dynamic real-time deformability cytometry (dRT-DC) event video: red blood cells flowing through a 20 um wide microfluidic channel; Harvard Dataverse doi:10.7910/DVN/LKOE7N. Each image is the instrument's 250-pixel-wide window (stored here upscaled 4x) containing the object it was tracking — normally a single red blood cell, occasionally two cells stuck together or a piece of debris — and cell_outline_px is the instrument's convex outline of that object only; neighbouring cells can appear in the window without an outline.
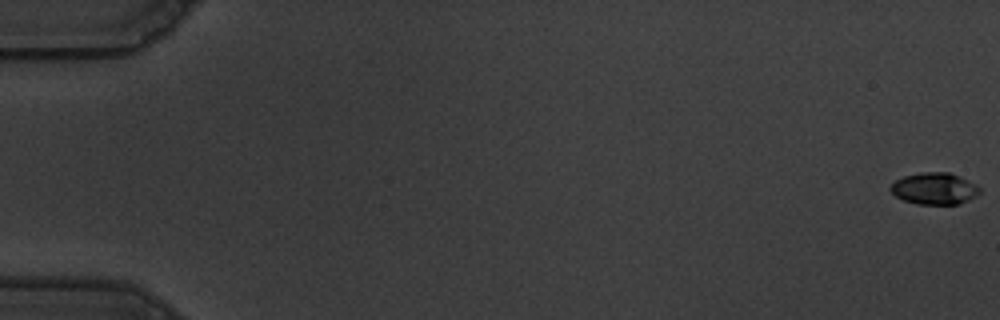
{"species": "common noctule bat (a hibernating species)", "species_latin": "Nyctalus noctula", "temperature_condition": "warm", "stored_images_in_passage": 58, "camera_frame_rate_fps": 3000, "um_per_image_px": 0.085, "animal": {"sex": "male", "body_mass_g": 19.5, "forearm_length_mm": 54.6}, "frame": {"image": 1, "passage_image": 1, "time_ms": 0.0, "image_size_px": [1000, 320], "cell_outline_px": [[980, 192], [976, 196], [960, 204], [916, 204], [904, 200], [896, 196], [888, 188], [896, 180], [904, 176], [920, 172], [948, 172], [960, 176], [976, 184], [980, 188]], "centroid_in_image_um": [79.44, 16.02], "position_along_channel_um": 5.6, "area_um2": 16.53}}
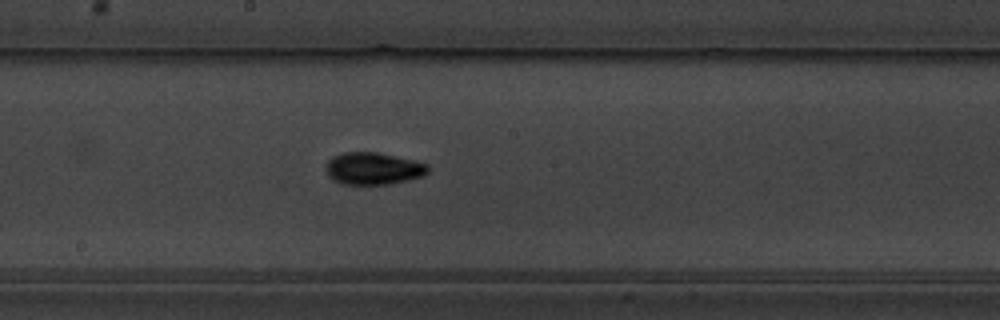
{"frame": {"image": 2, "passage_image": 33, "time_ms": 10.667, "image_size_px": [1000, 320], "cell_outline_px": [[428, 172], [424, 176], [408, 180], [388, 184], [340, 184], [332, 180], [328, 176], [328, 160], [332, 156], [344, 152], [380, 152], [428, 164]], "centroid_in_image_um": [31.73, 14.32], "position_along_channel_um": 216.5, "area_um2": 19.13}}
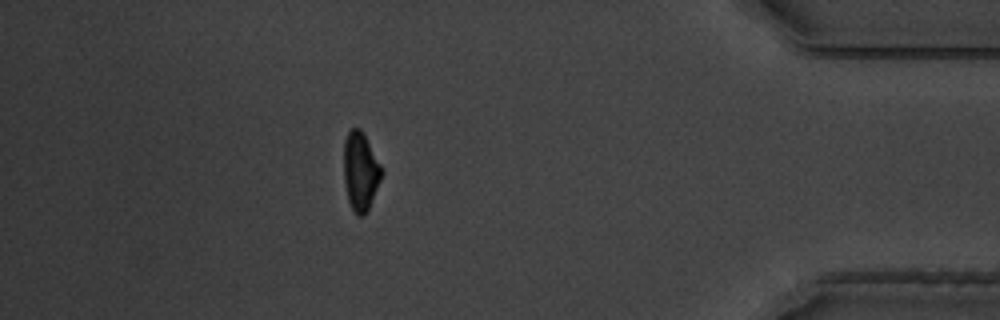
{"frame": {"image": 3, "passage_image": 52, "time_ms": 17.0, "image_size_px": [1000, 320], "cell_outline_px": [[384, 172], [368, 212], [364, 216], [356, 216], [348, 200], [344, 184], [344, 140], [348, 132], [352, 128], [360, 128], [364, 132], [384, 168]], "centroid_in_image_um": [30.67, 14.56], "position_along_channel_um": 404.5, "area_um2": 17.92}, "authors_computed_cell_mechanics": {"area_um2": 17.1377, "velocity_mm_per_s": 3.5995, "shape_relaxation_time_tau1_ms": 3.356, "shape_relaxation_time_tau2_ms": 2.9081, "deformation_change_tau1": 0.1515, "deformation_change_tau2": 0.0716}}